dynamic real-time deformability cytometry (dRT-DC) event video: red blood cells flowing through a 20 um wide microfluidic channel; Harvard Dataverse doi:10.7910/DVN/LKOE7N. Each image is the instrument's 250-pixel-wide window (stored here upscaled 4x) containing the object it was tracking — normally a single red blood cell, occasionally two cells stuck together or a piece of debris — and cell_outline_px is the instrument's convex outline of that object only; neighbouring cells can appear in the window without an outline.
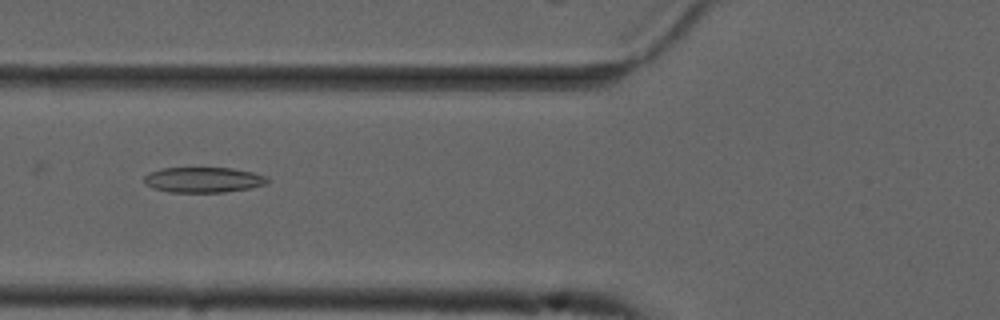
{"species": "common noctule bat (a hibernating species)", "species_latin": "Nyctalus noctula", "temperature_condition": "cold", "stored_images_in_passage": 33, "camera_frame_rate_fps": 3000, "um_per_image_px": 0.085, "animal": {"sex": "male", "forearm_length_mm": 52.5}, "frame": {"image": 1, "passage_image": 20, "time_ms": 6.333, "image_size_px": [1000, 320], "cell_outline_px": [[268, 184], [248, 188], [224, 192], [168, 192], [156, 188], [148, 184], [144, 180], [144, 176], [148, 172], [160, 168], [232, 168], [252, 172], [268, 176]], "centroid_in_image_um": [17.31, 15.27], "position_along_channel_um": 108.5, "area_um2": 18.15}}
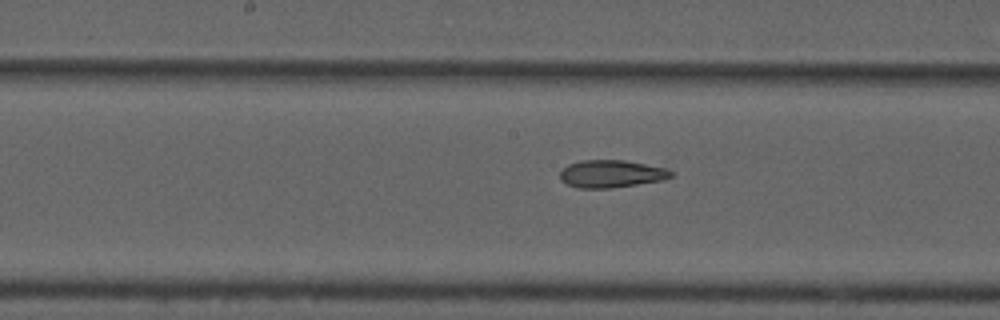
{"frame": {"image": 2, "passage_image": 27, "time_ms": 8.667, "image_size_px": [1000, 320], "cell_outline_px": [[672, 176], [664, 180], [612, 188], [576, 188], [560, 180], [560, 172], [568, 164], [580, 160], [624, 160], [668, 168], [672, 172]], "centroid_in_image_um": [51.96, 14.77], "position_along_channel_um": 196.2, "area_um2": 17.92}}
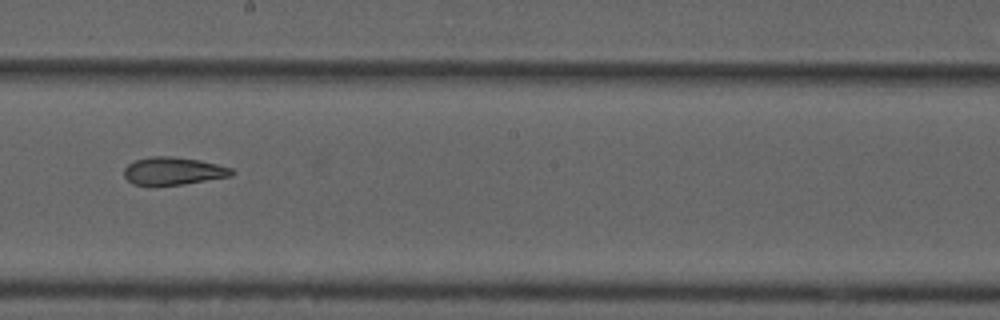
{"frame": {"image": 3, "passage_image": 30, "time_ms": 9.667, "image_size_px": [1000, 320], "cell_outline_px": [[236, 172], [232, 176], [184, 184], [132, 184], [124, 176], [124, 168], [128, 164], [136, 160], [152, 156], [172, 156], [200, 160], [232, 168]], "centroid_in_image_um": [14.76, 14.52], "position_along_channel_um": 233.4, "area_um2": 17.22}}